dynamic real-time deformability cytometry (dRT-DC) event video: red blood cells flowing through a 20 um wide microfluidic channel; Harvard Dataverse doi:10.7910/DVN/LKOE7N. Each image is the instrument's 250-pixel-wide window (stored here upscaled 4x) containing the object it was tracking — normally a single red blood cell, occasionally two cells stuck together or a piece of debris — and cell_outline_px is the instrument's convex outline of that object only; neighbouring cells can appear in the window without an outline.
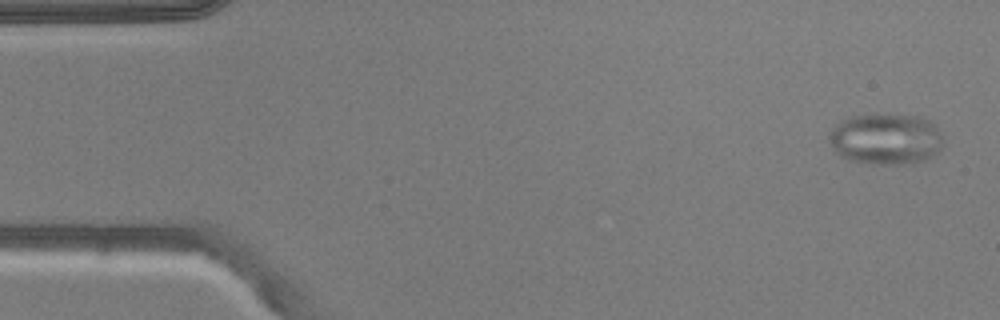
{"species": "common noctule bat (a hibernating species)", "species_latin": "Nyctalus noctula", "temperature_condition": "warm", "stored_images_in_passage": 50, "camera_frame_rate_fps": 3000, "um_per_image_px": 0.085, "animal": {"sex": "male", "body_mass_g": 20.5, "forearm_length_mm": 52.5}, "frame": {"image": 1, "passage_image": 2, "time_ms": 0.333, "image_size_px": [1000, 320], "cell_outline_px": [[944, 144], [928, 160], [912, 164], [876, 164], [848, 160], [840, 156], [832, 148], [828, 140], [828, 132], [840, 120], [852, 116], [920, 116], [928, 120], [940, 132], [944, 140]], "centroid_in_image_um": [75.28, 11.85], "position_along_channel_um": 9.7, "area_um2": 33.99}}
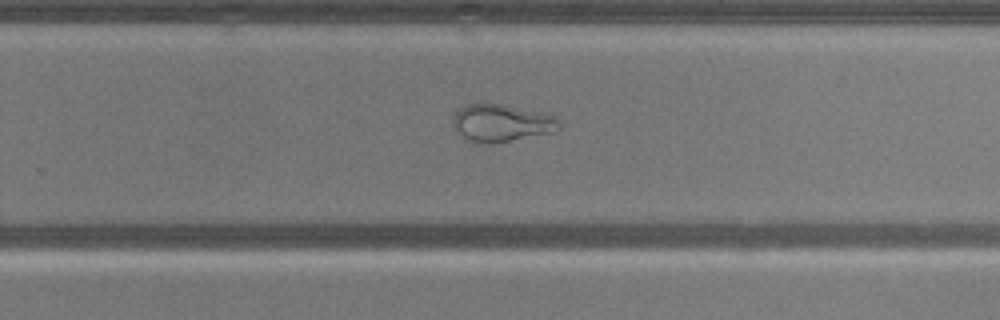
{"frame": {"image": 2, "passage_image": 32, "time_ms": 10.333, "image_size_px": [1000, 320], "cell_outline_px": [[560, 128], [556, 132], [492, 144], [484, 144], [464, 140], [452, 124], [452, 116], [464, 104], [500, 104], [544, 112], [556, 116], [560, 124]], "centroid_in_image_um": [42.63, 10.47], "position_along_channel_um": 287.2, "area_um2": 23.58}}
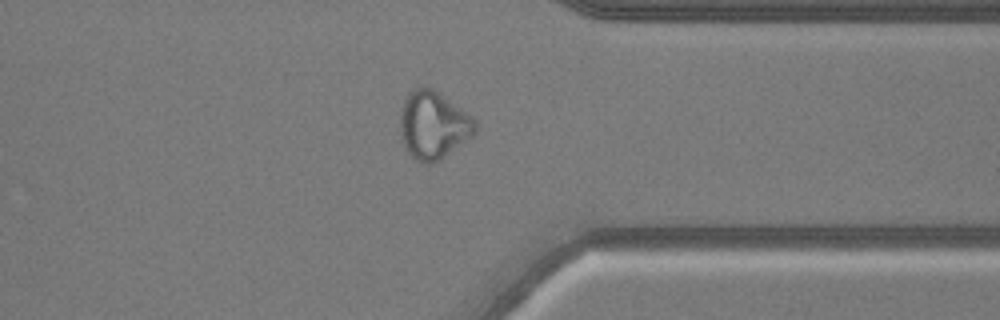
{"frame": {"image": 3, "passage_image": 39, "time_ms": 12.667, "image_size_px": [1000, 320], "cell_outline_px": [[476, 132], [472, 136], [432, 164], [424, 164], [416, 160], [408, 152], [404, 144], [400, 132], [400, 112], [404, 100], [408, 92], [420, 84], [424, 84], [432, 88], [472, 116], [476, 120]], "centroid_in_image_um": [36.8, 10.6], "position_along_channel_um": 374.6, "area_um2": 29.59}}